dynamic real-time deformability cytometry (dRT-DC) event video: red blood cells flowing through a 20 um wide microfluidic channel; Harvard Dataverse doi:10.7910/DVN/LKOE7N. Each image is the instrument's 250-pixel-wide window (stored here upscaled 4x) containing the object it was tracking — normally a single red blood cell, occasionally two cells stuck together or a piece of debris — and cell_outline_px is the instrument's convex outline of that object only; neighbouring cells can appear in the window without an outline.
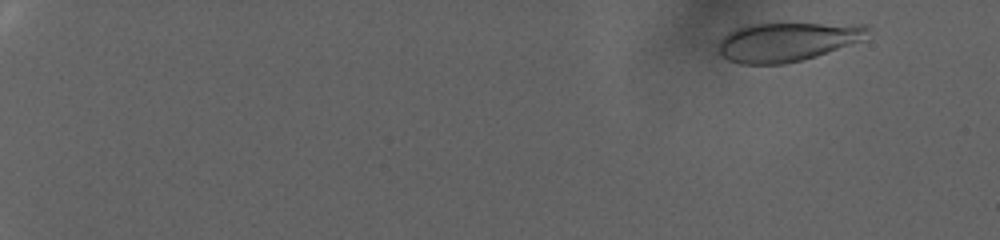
{"species": "human", "species_latin": "Homo sapiens", "temperature_condition": "warm", "stored_images_in_passage": 86, "camera_frame_rate_fps": 3000, "um_per_image_px": 0.085, "donor": {"sex": "female"}, "frame": {"image": 1, "passage_image": 9, "time_ms": 2.667, "image_size_px": [1000, 240], "cell_outline_px": [[872, 28], [864, 40], [816, 56], [784, 64], [740, 64], [728, 60], [720, 56], [720, 40], [728, 32], [736, 28], [752, 24], [776, 20], [868, 24]], "centroid_in_image_um": [66.99, 3.47], "position_along_channel_um": 18.0, "area_um2": 35.55}}
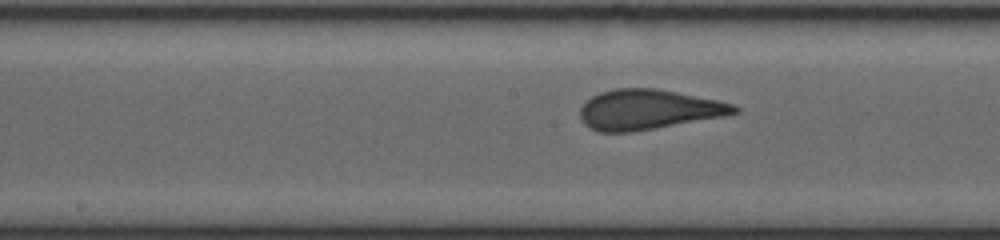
{"frame": {"image": 2, "passage_image": 52, "time_ms": 17.0, "image_size_px": [1000, 240], "cell_outline_px": [[740, 112], [724, 116], [632, 132], [600, 132], [588, 128], [580, 120], [580, 108], [584, 100], [600, 92], [616, 88], [656, 88], [720, 100], [736, 104], [740, 108]], "centroid_in_image_um": [55.1, 9.31], "position_along_channel_um": 193.1, "area_um2": 36.3}}
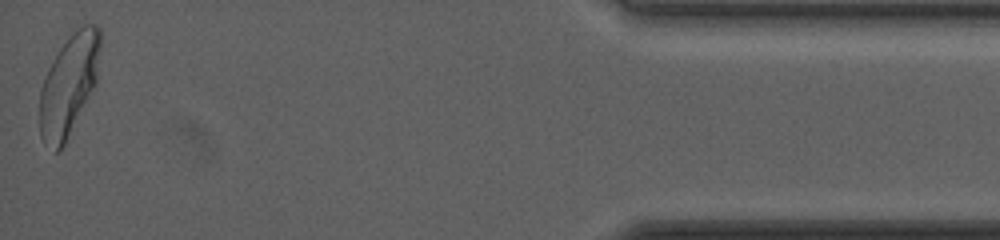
{"frame": {"image": 3, "passage_image": 86, "time_ms": 28.333, "image_size_px": [1000, 240], "cell_outline_px": [[100, 48], [96, 84], [64, 144], [56, 152], [40, 136], [40, 88], [48, 68], [60, 48], [84, 24], [96, 24], [100, 28]], "centroid_in_image_um": [5.86, 7.22], "position_along_channel_um": 429.3, "area_um2": 34.85}, "authors_computed_cell_mechanics": {"area_um2": 34.8823, "velocity_mm_per_s": 2.6232, "shape_relaxation_time_tau1_ms": 5.8814, "shape_relaxation_time_tau2_ms": null, "deformation_change_tau1": 0.2123, "deformation_change_tau2": null}}